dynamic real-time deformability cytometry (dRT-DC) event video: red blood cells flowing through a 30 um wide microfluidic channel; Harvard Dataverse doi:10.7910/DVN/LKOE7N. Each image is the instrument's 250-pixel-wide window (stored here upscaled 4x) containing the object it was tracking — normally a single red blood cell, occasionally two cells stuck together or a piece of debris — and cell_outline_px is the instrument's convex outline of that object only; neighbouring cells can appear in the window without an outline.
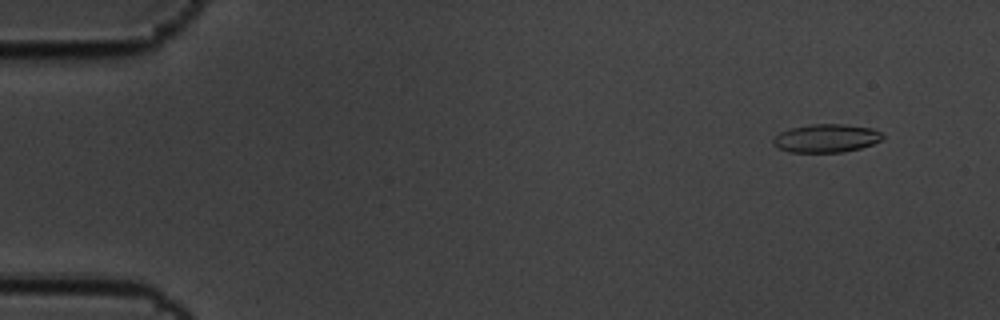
{"species": "common noctule bat (a hibernating species)", "species_latin": "Nyctalus noctula", "temperature_condition": "cold", "stored_images_in_passage": 5, "camera_frame_rate_fps": 3000, "um_per_image_px": 0.085, "animal": {"sex": "male", "body_mass_g": 19.5, "forearm_length_mm": 54.6}, "frame": {"image": 1, "passage_image": 1, "time_ms": 0.0, "image_size_px": [1000, 320], "cell_outline_px": [[884, 136], [880, 140], [872, 144], [860, 148], [844, 152], [788, 152], [772, 144], [772, 140], [780, 132], [792, 128], [812, 124], [844, 124], [872, 128], [880, 132]], "centroid_in_image_um": [70.23, 11.75], "position_along_channel_um": 14.8, "area_um2": 17.92}}
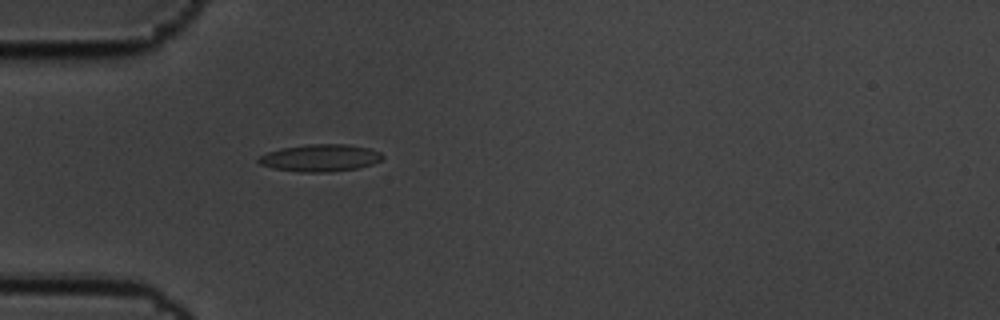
{"frame": {"image": 2, "passage_image": 5, "time_ms": 1.333, "image_size_px": [1000, 320], "cell_outline_px": [[384, 156], [380, 160], [372, 164], [356, 168], [328, 172], [300, 172], [276, 168], [260, 164], [256, 160], [260, 156], [268, 152], [284, 148], [308, 144], [348, 144], [372, 148], [380, 152]], "centroid_in_image_um": [27.26, 13.41], "position_along_channel_um": 57.7, "area_um2": 19.48}}